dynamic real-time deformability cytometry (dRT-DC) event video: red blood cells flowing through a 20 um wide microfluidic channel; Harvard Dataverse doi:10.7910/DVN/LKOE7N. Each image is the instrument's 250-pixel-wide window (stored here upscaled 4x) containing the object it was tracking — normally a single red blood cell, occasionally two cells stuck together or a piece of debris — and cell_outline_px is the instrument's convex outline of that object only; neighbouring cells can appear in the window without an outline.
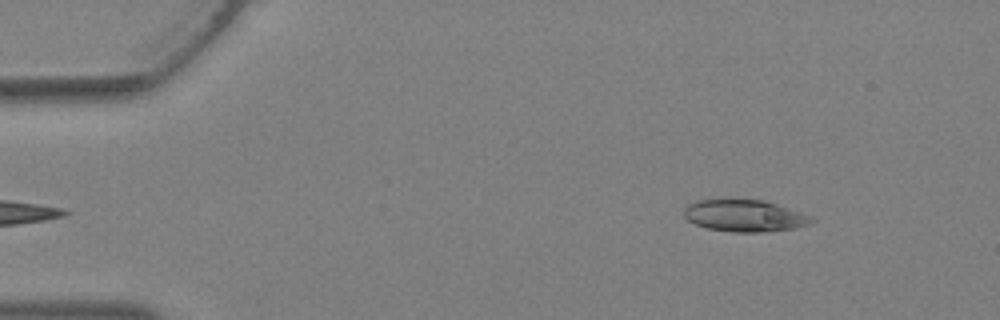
{"species": "Egyptian fruit bat (a non-hibernating species)", "species_latin": "Rousettus aegyptiacus", "temperature_condition": "warm", "stored_images_in_passage": 9, "camera_frame_rate_fps": 3000, "um_per_image_px": 0.085, "animal": {"sex": "female"}, "frame": {"image": 1, "passage_image": 1, "time_ms": 0.0, "image_size_px": [1000, 320], "cell_outline_px": [[816, 220], [812, 224], [796, 228], [768, 232], [732, 232], [708, 228], [696, 224], [688, 220], [684, 216], [684, 208], [688, 204], [696, 200], [724, 196], [732, 196], [764, 200], [800, 212]], "centroid_in_image_um": [63.24, 18.28], "position_along_channel_um": 21.8, "area_um2": 24.68}}